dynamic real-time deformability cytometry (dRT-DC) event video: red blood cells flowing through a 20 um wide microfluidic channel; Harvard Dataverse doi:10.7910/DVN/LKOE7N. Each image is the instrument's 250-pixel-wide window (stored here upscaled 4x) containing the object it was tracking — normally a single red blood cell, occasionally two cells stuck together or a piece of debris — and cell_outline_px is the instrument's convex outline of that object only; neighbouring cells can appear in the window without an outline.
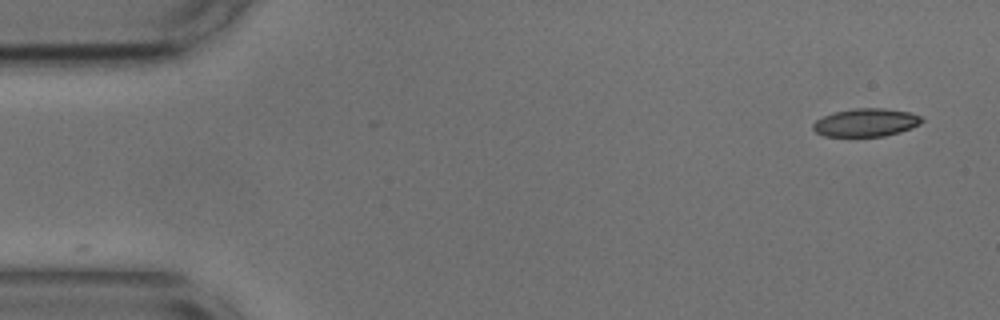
{"species": "common noctule bat (a hibernating species)", "species_latin": "Nyctalus noctula", "temperature_condition": "cold", "stored_images_in_passage": 35, "camera_frame_rate_fps": 3000, "um_per_image_px": 0.085, "animal": {"sex": "male", "body_mass_g": 17.9, "forearm_length_mm": 54.2}, "frame": {"image": 1, "passage_image": 1, "time_ms": 0.0, "image_size_px": [1000, 320], "cell_outline_px": [[924, 120], [920, 124], [912, 128], [900, 132], [884, 136], [824, 136], [816, 132], [812, 128], [812, 124], [816, 120], [832, 112], [852, 108], [884, 108], [912, 112], [920, 116]], "centroid_in_image_um": [73.61, 10.4], "position_along_channel_um": 11.4, "area_um2": 17.98}}
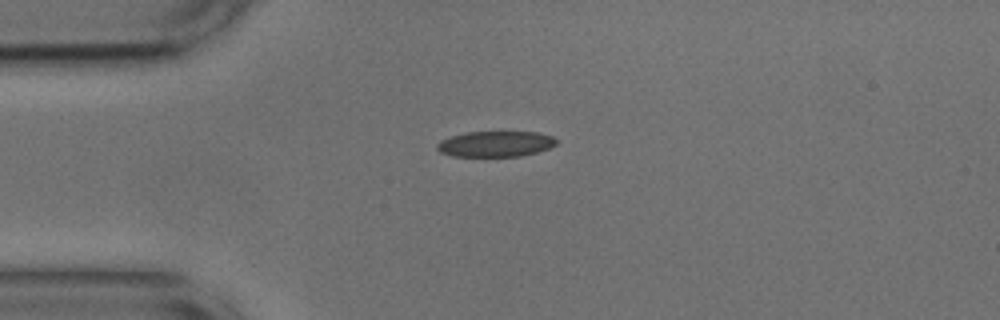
{"frame": {"image": 2, "passage_image": 11, "time_ms": 3.333, "image_size_px": [1000, 320], "cell_outline_px": [[560, 140], [556, 144], [548, 148], [536, 152], [520, 156], [452, 156], [440, 152], [436, 148], [436, 144], [440, 140], [452, 136], [468, 132], [536, 132], [552, 136]], "centroid_in_image_um": [42.12, 12.23], "position_along_channel_um": 42.9, "area_um2": 17.8}}
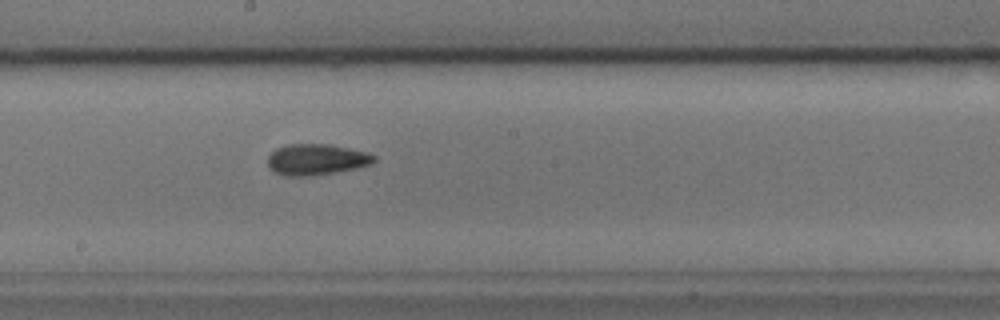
{"frame": {"image": 3, "passage_image": 27, "time_ms": 8.667, "image_size_px": [1000, 320], "cell_outline_px": [[376, 160], [372, 164], [356, 168], [336, 172], [312, 176], [284, 176], [268, 168], [268, 156], [276, 148], [288, 144], [328, 144], [368, 152], [376, 156]], "centroid_in_image_um": [26.9, 13.56], "position_along_channel_um": 221.3, "area_um2": 19.36}, "authors_computed_cell_mechanics": {"area_um2": 18.8428, "velocity_mm_per_s": 3.6683, "shape_relaxation_time_tau1_ms": 10.798, "shape_relaxation_time_tau2_ms": 6.1433, "deformation_change_tau1": 0.1773, "deformation_change_tau2": 0.1405}}